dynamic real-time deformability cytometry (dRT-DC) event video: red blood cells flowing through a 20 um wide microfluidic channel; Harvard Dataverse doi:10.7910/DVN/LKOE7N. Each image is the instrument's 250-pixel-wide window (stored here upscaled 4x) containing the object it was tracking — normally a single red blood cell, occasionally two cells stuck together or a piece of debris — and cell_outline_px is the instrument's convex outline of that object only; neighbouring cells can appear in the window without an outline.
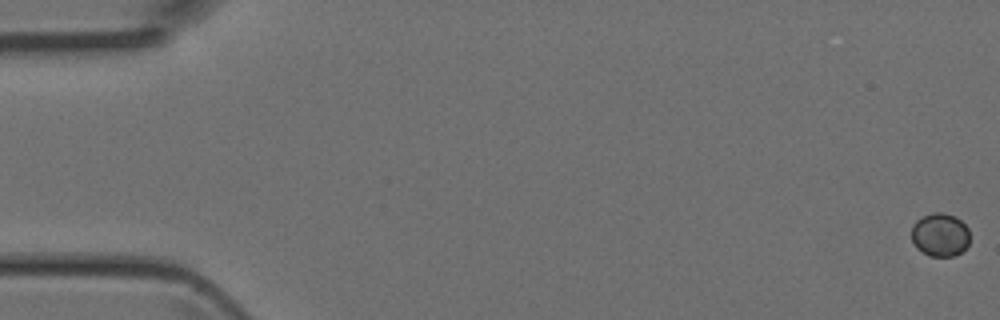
{"species": "Egyptian fruit bat (a non-hibernating species)", "species_latin": "Rousettus aegyptiacus", "temperature_condition": "room temperature", "stored_images_in_passage": 9, "camera_frame_rate_fps": 3000, "um_per_image_px": 0.085, "animal": {"sex": "female"}, "frame": {"image": 1, "passage_image": 1, "time_ms": 0.0, "image_size_px": [1000, 320], "cell_outline_px": [[968, 244], [956, 256], [928, 256], [916, 248], [912, 240], [912, 224], [916, 220], [932, 212], [944, 212], [956, 216], [968, 228]], "centroid_in_image_um": [79.89, 19.95], "position_along_channel_um": 5.1, "area_um2": 14.8}}